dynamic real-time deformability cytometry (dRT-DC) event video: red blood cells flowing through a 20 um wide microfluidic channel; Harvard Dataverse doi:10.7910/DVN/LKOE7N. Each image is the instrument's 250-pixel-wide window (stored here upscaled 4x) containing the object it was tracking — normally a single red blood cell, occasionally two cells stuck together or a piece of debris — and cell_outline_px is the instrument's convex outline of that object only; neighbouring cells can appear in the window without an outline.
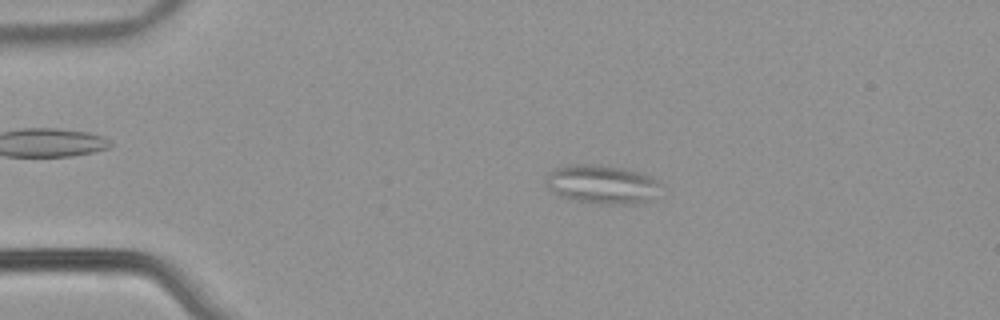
{"species": "common noctule bat (a hibernating species)", "species_latin": "Nyctalus noctula", "temperature_condition": "warm", "stored_images_in_passage": 54, "camera_frame_rate_fps": 3000, "um_per_image_px": 0.085, "animal": {"sex": "male", "body_mass_g": 21.5, "forearm_length_mm": 52.0}, "frame": {"image": 1, "passage_image": 12, "time_ms": 3.667, "image_size_px": [1000, 320], "cell_outline_px": [[660, 184], [652, 200], [644, 204], [604, 204], [572, 200], [560, 196], [548, 188], [544, 184], [544, 180], [556, 168], [568, 164], [600, 164], [624, 168], [640, 172], [652, 176]], "centroid_in_image_um": [51.18, 15.67], "position_along_channel_um": 33.8, "area_um2": 26.3}}
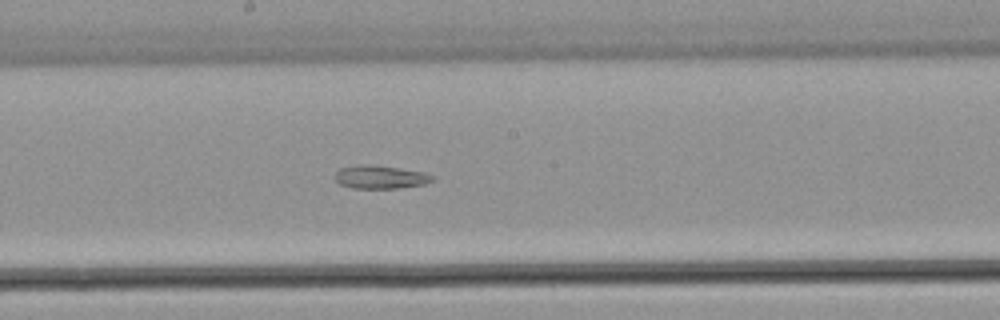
{"frame": {"image": 2, "passage_image": 30, "time_ms": 9.667, "image_size_px": [1000, 320], "cell_outline_px": [[436, 176], [432, 180], [424, 184], [400, 188], [352, 188], [340, 184], [336, 180], [336, 172], [340, 168], [356, 164], [368, 164], [400, 168], [424, 172]], "centroid_in_image_um": [32.33, 15.04], "position_along_channel_um": 215.9, "area_um2": 13.24}}
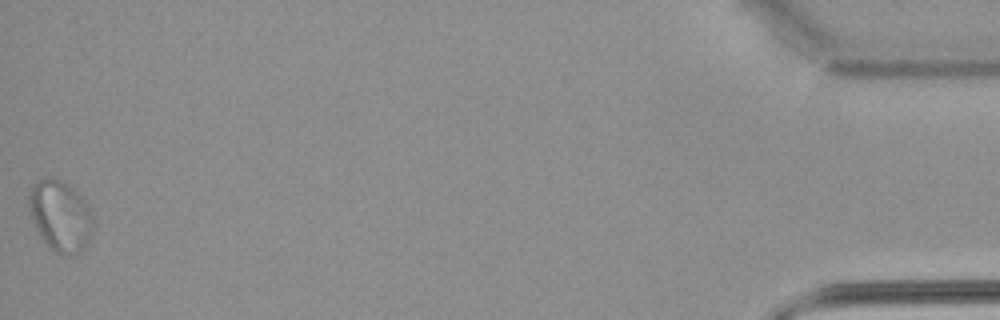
{"frame": {"image": 3, "passage_image": 54, "time_ms": 17.667, "image_size_px": [1000, 320], "cell_outline_px": [[96, 220], [92, 232], [84, 248], [80, 252], [72, 256], [60, 256], [44, 240], [36, 228], [28, 208], [28, 196], [32, 184], [40, 180], [60, 180], [72, 188], [88, 204]], "centroid_in_image_um": [5.17, 18.39], "position_along_channel_um": 430.0, "area_um2": 26.41}, "authors_computed_cell_mechanics": {"area_um2": 21.3571, "velocity_mm_per_s": 3.8706, "shape_relaxation_time_tau1_ms": null, "shape_relaxation_time_tau2_ms": 5.6605, "deformation_change_tau1": null, "deformation_change_tau2": 0.1064}}